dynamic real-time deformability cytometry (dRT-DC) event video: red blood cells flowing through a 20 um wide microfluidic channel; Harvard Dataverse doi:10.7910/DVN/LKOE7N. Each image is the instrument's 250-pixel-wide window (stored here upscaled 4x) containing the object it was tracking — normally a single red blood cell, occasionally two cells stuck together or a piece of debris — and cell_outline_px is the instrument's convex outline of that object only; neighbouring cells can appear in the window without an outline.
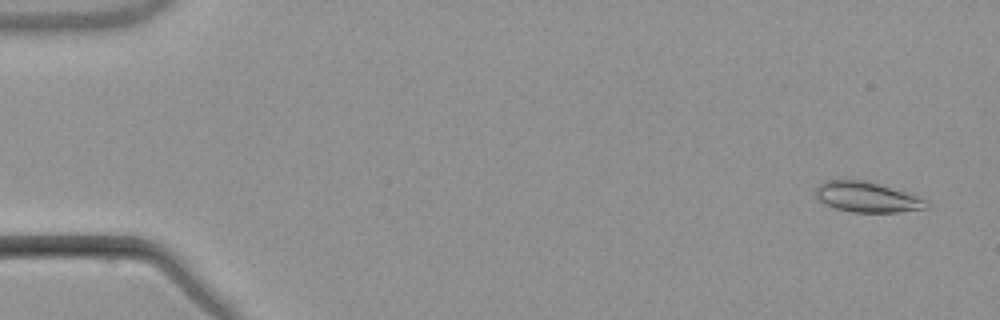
{"species": "common noctule bat (a hibernating species)", "species_latin": "Nyctalus noctula", "temperature_condition": "warm", "stored_images_in_passage": 7, "camera_frame_rate_fps": 3000, "um_per_image_px": 0.085, "animal": {"sex": "male", "body_mass_g": 21.5, "forearm_length_mm": 52.0}, "frame": {"image": 1, "passage_image": 1, "time_ms": 0.0, "image_size_px": [1000, 320], "cell_outline_px": [[928, 204], [924, 208], [896, 212], [852, 212], [836, 208], [820, 200], [816, 196], [816, 188], [820, 184], [828, 180], [868, 180], [912, 192], [928, 200]], "centroid_in_image_um": [73.78, 16.73], "position_along_channel_um": 11.2, "area_um2": 19.71}}
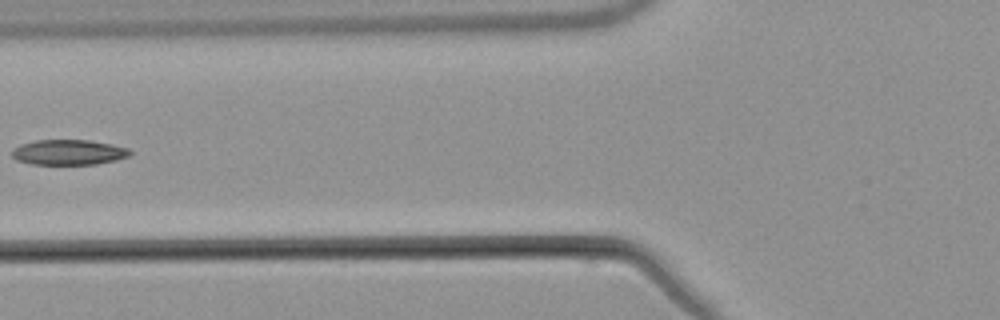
{"frame": {"image": 2, "passage_image": 6, "time_ms": 6.667, "image_size_px": [1000, 320], "cell_outline_px": [[132, 152], [128, 156], [116, 160], [96, 164], [32, 164], [16, 160], [12, 156], [12, 148], [20, 144], [36, 140], [88, 140], [112, 144], [128, 148]], "centroid_in_image_um": [5.81, 12.94], "position_along_channel_um": 120.0, "area_um2": 17.4}}
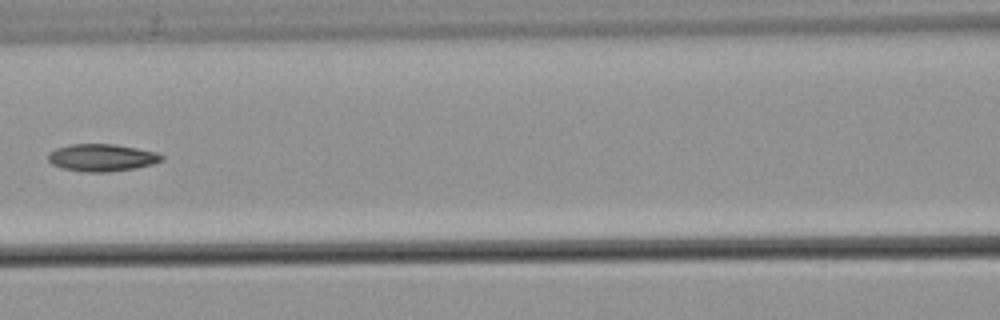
{"frame": {"image": 3, "passage_image": 7, "time_ms": 7.667, "image_size_px": [1000, 320], "cell_outline_px": [[164, 160], [152, 164], [136, 168], [108, 172], [84, 172], [64, 168], [52, 164], [48, 160], [48, 152], [56, 148], [68, 144], [116, 144], [156, 152], [164, 156]], "centroid_in_image_um": [8.65, 13.39], "position_along_channel_um": 157.9, "area_um2": 18.15}}